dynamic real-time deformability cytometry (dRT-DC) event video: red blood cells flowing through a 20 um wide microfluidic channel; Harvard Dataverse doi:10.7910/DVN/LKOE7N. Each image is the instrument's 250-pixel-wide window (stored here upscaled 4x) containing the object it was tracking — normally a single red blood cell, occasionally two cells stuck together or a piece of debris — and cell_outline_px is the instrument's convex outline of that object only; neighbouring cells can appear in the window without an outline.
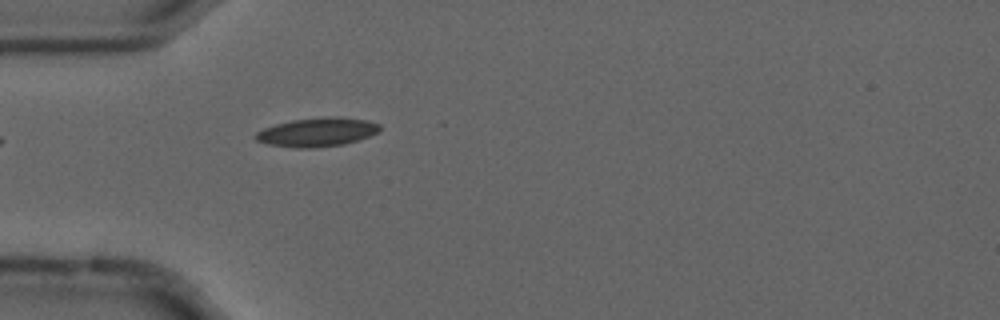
{"species": "common noctule bat (a hibernating species)", "species_latin": "Nyctalus noctula", "temperature_condition": "cold", "stored_images_in_passage": 35, "camera_frame_rate_fps": 3000, "um_per_image_px": 0.085, "animal": {"sex": "male", "forearm_length_mm": 52.5}, "frame": {"image": 1, "passage_image": 1, "time_ms": 0.0, "image_size_px": [1000, 320], "cell_outline_px": [[380, 132], [344, 144], [312, 148], [296, 148], [268, 144], [256, 140], [256, 132], [264, 128], [276, 124], [292, 120], [332, 116], [336, 116], [368, 120], [380, 124]], "centroid_in_image_um": [26.98, 11.22], "position_along_channel_um": 58.0, "area_um2": 20.75}}
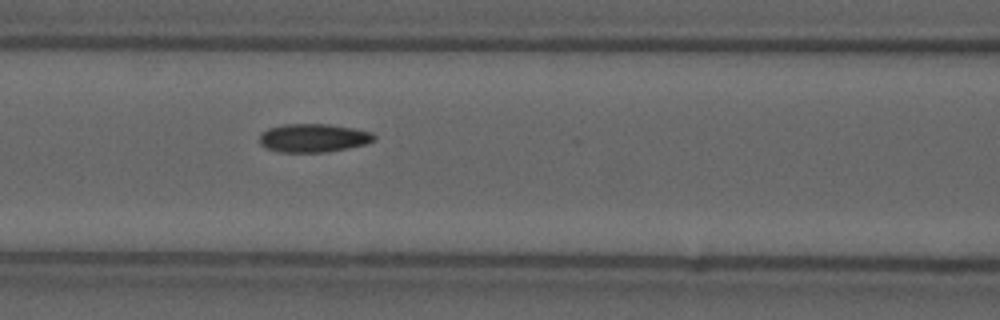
{"frame": {"image": 2, "passage_image": 8, "time_ms": 2.333, "image_size_px": [1000, 320], "cell_outline_px": [[376, 140], [364, 144], [348, 148], [328, 152], [280, 152], [264, 148], [260, 144], [260, 132], [268, 128], [284, 124], [328, 124], [352, 128], [372, 132], [376, 136]], "centroid_in_image_um": [26.62, 11.73], "position_along_channel_um": 140.0, "area_um2": 19.13}}
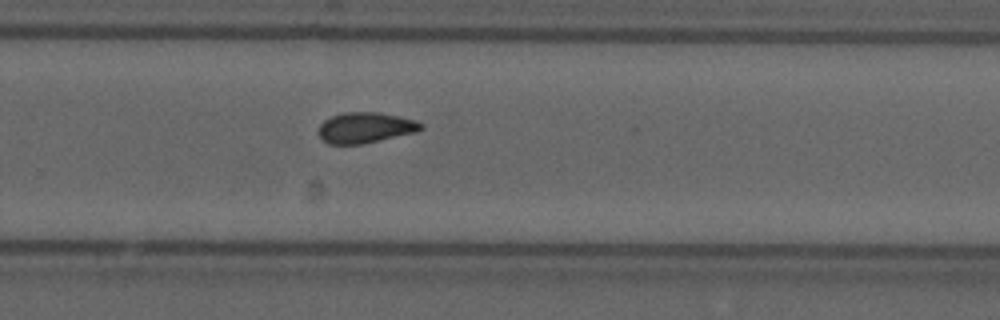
{"frame": {"image": 3, "passage_image": 21, "time_ms": 6.667, "image_size_px": [1000, 320], "cell_outline_px": [[424, 128], [416, 132], [360, 144], [328, 144], [320, 136], [320, 124], [324, 120], [332, 116], [344, 112], [380, 112], [416, 120], [424, 124]], "centroid_in_image_um": [31.09, 10.84], "position_along_channel_um": 298.7, "area_um2": 18.15}, "authors_computed_cell_mechanics": {"area_um2": 18.3226, "velocity_mm_per_s": 3.6829, "shape_relaxation_time_tau1_ms": null, "shape_relaxation_time_tau2_ms": 3.6259, "deformation_change_tau1": null, "deformation_change_tau2": 0.0907}}